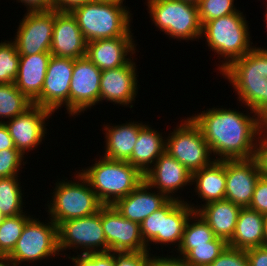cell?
Instances as JSON below:
<instances>
[{"label":"cell","mask_w":267,"mask_h":266,"mask_svg":"<svg viewBox=\"0 0 267 266\" xmlns=\"http://www.w3.org/2000/svg\"><path fill=\"white\" fill-rule=\"evenodd\" d=\"M148 13L158 30L178 40L201 39L202 24L196 4L182 0H146Z\"/></svg>","instance_id":"52a82bcc"},{"label":"cell","mask_w":267,"mask_h":266,"mask_svg":"<svg viewBox=\"0 0 267 266\" xmlns=\"http://www.w3.org/2000/svg\"><path fill=\"white\" fill-rule=\"evenodd\" d=\"M261 176L254 158L226 160L225 199L241 208L249 207Z\"/></svg>","instance_id":"ac0fdd59"},{"label":"cell","mask_w":267,"mask_h":266,"mask_svg":"<svg viewBox=\"0 0 267 266\" xmlns=\"http://www.w3.org/2000/svg\"><path fill=\"white\" fill-rule=\"evenodd\" d=\"M149 252L114 253V266H146Z\"/></svg>","instance_id":"b9f144b4"},{"label":"cell","mask_w":267,"mask_h":266,"mask_svg":"<svg viewBox=\"0 0 267 266\" xmlns=\"http://www.w3.org/2000/svg\"><path fill=\"white\" fill-rule=\"evenodd\" d=\"M5 217L2 215L1 211H0V223L3 221Z\"/></svg>","instance_id":"db71d44e"},{"label":"cell","mask_w":267,"mask_h":266,"mask_svg":"<svg viewBox=\"0 0 267 266\" xmlns=\"http://www.w3.org/2000/svg\"><path fill=\"white\" fill-rule=\"evenodd\" d=\"M243 12L222 16L207 21L202 26L201 38L206 39L208 47L218 57L224 58L218 67L221 72L230 63L238 58H242L255 46L250 41V31ZM220 55V56H219Z\"/></svg>","instance_id":"277c9868"},{"label":"cell","mask_w":267,"mask_h":266,"mask_svg":"<svg viewBox=\"0 0 267 266\" xmlns=\"http://www.w3.org/2000/svg\"><path fill=\"white\" fill-rule=\"evenodd\" d=\"M5 149H16L9 130L4 122H0V151Z\"/></svg>","instance_id":"7dc6e473"},{"label":"cell","mask_w":267,"mask_h":266,"mask_svg":"<svg viewBox=\"0 0 267 266\" xmlns=\"http://www.w3.org/2000/svg\"><path fill=\"white\" fill-rule=\"evenodd\" d=\"M262 176L267 177V123L259 131L253 157Z\"/></svg>","instance_id":"ab89813d"},{"label":"cell","mask_w":267,"mask_h":266,"mask_svg":"<svg viewBox=\"0 0 267 266\" xmlns=\"http://www.w3.org/2000/svg\"><path fill=\"white\" fill-rule=\"evenodd\" d=\"M219 73L233 85L239 103L267 123V49L254 47Z\"/></svg>","instance_id":"7a4b0ae2"},{"label":"cell","mask_w":267,"mask_h":266,"mask_svg":"<svg viewBox=\"0 0 267 266\" xmlns=\"http://www.w3.org/2000/svg\"><path fill=\"white\" fill-rule=\"evenodd\" d=\"M24 3L27 11L51 10L54 9V0H17Z\"/></svg>","instance_id":"f6af8a7d"},{"label":"cell","mask_w":267,"mask_h":266,"mask_svg":"<svg viewBox=\"0 0 267 266\" xmlns=\"http://www.w3.org/2000/svg\"><path fill=\"white\" fill-rule=\"evenodd\" d=\"M264 222L265 215L248 207L241 208L228 246L241 250L264 246Z\"/></svg>","instance_id":"4316f807"},{"label":"cell","mask_w":267,"mask_h":266,"mask_svg":"<svg viewBox=\"0 0 267 266\" xmlns=\"http://www.w3.org/2000/svg\"><path fill=\"white\" fill-rule=\"evenodd\" d=\"M33 105L15 86L14 83L0 84V118L12 119L23 114ZM3 118V119H2Z\"/></svg>","instance_id":"4dcf8cb0"},{"label":"cell","mask_w":267,"mask_h":266,"mask_svg":"<svg viewBox=\"0 0 267 266\" xmlns=\"http://www.w3.org/2000/svg\"><path fill=\"white\" fill-rule=\"evenodd\" d=\"M19 176L0 178V211L4 217L25 213ZM24 211V212H23Z\"/></svg>","instance_id":"f546056e"},{"label":"cell","mask_w":267,"mask_h":266,"mask_svg":"<svg viewBox=\"0 0 267 266\" xmlns=\"http://www.w3.org/2000/svg\"><path fill=\"white\" fill-rule=\"evenodd\" d=\"M196 183V184H195ZM195 193L205 205L225 199L226 191V160H214L209 166L192 173V185Z\"/></svg>","instance_id":"d4e9b609"},{"label":"cell","mask_w":267,"mask_h":266,"mask_svg":"<svg viewBox=\"0 0 267 266\" xmlns=\"http://www.w3.org/2000/svg\"><path fill=\"white\" fill-rule=\"evenodd\" d=\"M144 180L169 199L185 201L175 193L192 185V173L165 151L146 172Z\"/></svg>","instance_id":"e0dca14e"},{"label":"cell","mask_w":267,"mask_h":266,"mask_svg":"<svg viewBox=\"0 0 267 266\" xmlns=\"http://www.w3.org/2000/svg\"><path fill=\"white\" fill-rule=\"evenodd\" d=\"M79 172L89 182L103 205H113L144 181V175L127 161L100 157Z\"/></svg>","instance_id":"3957f363"},{"label":"cell","mask_w":267,"mask_h":266,"mask_svg":"<svg viewBox=\"0 0 267 266\" xmlns=\"http://www.w3.org/2000/svg\"><path fill=\"white\" fill-rule=\"evenodd\" d=\"M168 256L163 257V254L162 256L159 255L154 256L150 252L147 258L146 266H188L182 257H179L178 255L177 257L176 256L173 257V255L171 256L168 255Z\"/></svg>","instance_id":"7bdbcfd3"},{"label":"cell","mask_w":267,"mask_h":266,"mask_svg":"<svg viewBox=\"0 0 267 266\" xmlns=\"http://www.w3.org/2000/svg\"><path fill=\"white\" fill-rule=\"evenodd\" d=\"M228 246L221 238H215L209 245L193 248L183 259L188 266H209Z\"/></svg>","instance_id":"836d02e7"},{"label":"cell","mask_w":267,"mask_h":266,"mask_svg":"<svg viewBox=\"0 0 267 266\" xmlns=\"http://www.w3.org/2000/svg\"><path fill=\"white\" fill-rule=\"evenodd\" d=\"M234 6V0H201L197 7L202 26L212 19L238 12Z\"/></svg>","instance_id":"d590c367"},{"label":"cell","mask_w":267,"mask_h":266,"mask_svg":"<svg viewBox=\"0 0 267 266\" xmlns=\"http://www.w3.org/2000/svg\"><path fill=\"white\" fill-rule=\"evenodd\" d=\"M165 138L166 152L191 173L209 166L215 160L201 129L191 117L181 120V124Z\"/></svg>","instance_id":"ba28073f"},{"label":"cell","mask_w":267,"mask_h":266,"mask_svg":"<svg viewBox=\"0 0 267 266\" xmlns=\"http://www.w3.org/2000/svg\"><path fill=\"white\" fill-rule=\"evenodd\" d=\"M74 176L73 181L55 183L52 200L47 204L48 215L57 226L69 219L91 216L103 206L86 178L79 171Z\"/></svg>","instance_id":"8992f818"},{"label":"cell","mask_w":267,"mask_h":266,"mask_svg":"<svg viewBox=\"0 0 267 266\" xmlns=\"http://www.w3.org/2000/svg\"><path fill=\"white\" fill-rule=\"evenodd\" d=\"M74 59L51 56L39 99L34 103L51 112L65 105L70 114V84Z\"/></svg>","instance_id":"4fadbf2b"},{"label":"cell","mask_w":267,"mask_h":266,"mask_svg":"<svg viewBox=\"0 0 267 266\" xmlns=\"http://www.w3.org/2000/svg\"><path fill=\"white\" fill-rule=\"evenodd\" d=\"M49 220L45 224L32 216L26 222L15 248L8 256L15 266L63 255L59 253L57 225Z\"/></svg>","instance_id":"9c48e42d"},{"label":"cell","mask_w":267,"mask_h":266,"mask_svg":"<svg viewBox=\"0 0 267 266\" xmlns=\"http://www.w3.org/2000/svg\"><path fill=\"white\" fill-rule=\"evenodd\" d=\"M27 213L5 217L0 223V256H9L15 248L26 222Z\"/></svg>","instance_id":"1f68e13d"},{"label":"cell","mask_w":267,"mask_h":266,"mask_svg":"<svg viewBox=\"0 0 267 266\" xmlns=\"http://www.w3.org/2000/svg\"><path fill=\"white\" fill-rule=\"evenodd\" d=\"M264 246H267V215H265L264 222Z\"/></svg>","instance_id":"681fc988"},{"label":"cell","mask_w":267,"mask_h":266,"mask_svg":"<svg viewBox=\"0 0 267 266\" xmlns=\"http://www.w3.org/2000/svg\"><path fill=\"white\" fill-rule=\"evenodd\" d=\"M87 41L70 11L54 9V26L50 53L53 56L78 59L86 56Z\"/></svg>","instance_id":"d6986e66"},{"label":"cell","mask_w":267,"mask_h":266,"mask_svg":"<svg viewBox=\"0 0 267 266\" xmlns=\"http://www.w3.org/2000/svg\"><path fill=\"white\" fill-rule=\"evenodd\" d=\"M52 114L48 109L33 104L23 114L4 121L15 148L23 155L35 150L46 136V121Z\"/></svg>","instance_id":"9a60e30c"},{"label":"cell","mask_w":267,"mask_h":266,"mask_svg":"<svg viewBox=\"0 0 267 266\" xmlns=\"http://www.w3.org/2000/svg\"><path fill=\"white\" fill-rule=\"evenodd\" d=\"M101 224L107 242V252H148L141 236L140 224L124 218L113 205L101 207Z\"/></svg>","instance_id":"7c38bea8"},{"label":"cell","mask_w":267,"mask_h":266,"mask_svg":"<svg viewBox=\"0 0 267 266\" xmlns=\"http://www.w3.org/2000/svg\"><path fill=\"white\" fill-rule=\"evenodd\" d=\"M21 20L14 38L19 55L50 53L54 9L27 11Z\"/></svg>","instance_id":"8fae6325"},{"label":"cell","mask_w":267,"mask_h":266,"mask_svg":"<svg viewBox=\"0 0 267 266\" xmlns=\"http://www.w3.org/2000/svg\"><path fill=\"white\" fill-rule=\"evenodd\" d=\"M144 124L139 129L138 139L132 155L127 161L136 167L143 175L152 167V164L166 151V138L157 130ZM164 138V139H163Z\"/></svg>","instance_id":"484cf974"},{"label":"cell","mask_w":267,"mask_h":266,"mask_svg":"<svg viewBox=\"0 0 267 266\" xmlns=\"http://www.w3.org/2000/svg\"><path fill=\"white\" fill-rule=\"evenodd\" d=\"M267 6V5H266ZM265 20H264V22H266V27H267V7H266V11H265ZM267 29V28H266Z\"/></svg>","instance_id":"f5cc1de1"},{"label":"cell","mask_w":267,"mask_h":266,"mask_svg":"<svg viewBox=\"0 0 267 266\" xmlns=\"http://www.w3.org/2000/svg\"><path fill=\"white\" fill-rule=\"evenodd\" d=\"M215 238L209 225L197 212H193L185 224L182 241L176 252L184 258L196 246L209 245Z\"/></svg>","instance_id":"f1b7e54d"},{"label":"cell","mask_w":267,"mask_h":266,"mask_svg":"<svg viewBox=\"0 0 267 266\" xmlns=\"http://www.w3.org/2000/svg\"><path fill=\"white\" fill-rule=\"evenodd\" d=\"M25 156L17 149H5L0 151V178L20 175L19 172L26 164Z\"/></svg>","instance_id":"8d00e7d4"},{"label":"cell","mask_w":267,"mask_h":266,"mask_svg":"<svg viewBox=\"0 0 267 266\" xmlns=\"http://www.w3.org/2000/svg\"><path fill=\"white\" fill-rule=\"evenodd\" d=\"M152 190L154 189L144 180L127 196L117 200L113 206L124 218L140 224L170 200L158 190L157 193Z\"/></svg>","instance_id":"44dd1931"},{"label":"cell","mask_w":267,"mask_h":266,"mask_svg":"<svg viewBox=\"0 0 267 266\" xmlns=\"http://www.w3.org/2000/svg\"><path fill=\"white\" fill-rule=\"evenodd\" d=\"M133 38V35H124L87 42L86 56L101 71L122 67L136 52L137 44Z\"/></svg>","instance_id":"ffe728a7"},{"label":"cell","mask_w":267,"mask_h":266,"mask_svg":"<svg viewBox=\"0 0 267 266\" xmlns=\"http://www.w3.org/2000/svg\"><path fill=\"white\" fill-rule=\"evenodd\" d=\"M143 122H127L118 125H105V153L104 158L128 161L139 135Z\"/></svg>","instance_id":"cb8c5ba5"},{"label":"cell","mask_w":267,"mask_h":266,"mask_svg":"<svg viewBox=\"0 0 267 266\" xmlns=\"http://www.w3.org/2000/svg\"><path fill=\"white\" fill-rule=\"evenodd\" d=\"M68 259L73 261L74 266H114V252H98L88 254H78Z\"/></svg>","instance_id":"74e56055"},{"label":"cell","mask_w":267,"mask_h":266,"mask_svg":"<svg viewBox=\"0 0 267 266\" xmlns=\"http://www.w3.org/2000/svg\"><path fill=\"white\" fill-rule=\"evenodd\" d=\"M182 1H186V2H190L192 4H198L201 0H182Z\"/></svg>","instance_id":"816d5d0a"},{"label":"cell","mask_w":267,"mask_h":266,"mask_svg":"<svg viewBox=\"0 0 267 266\" xmlns=\"http://www.w3.org/2000/svg\"><path fill=\"white\" fill-rule=\"evenodd\" d=\"M194 212L187 201H178L170 199L166 203V217H163L162 225V244L175 245L178 250L185 224Z\"/></svg>","instance_id":"83f0119b"},{"label":"cell","mask_w":267,"mask_h":266,"mask_svg":"<svg viewBox=\"0 0 267 266\" xmlns=\"http://www.w3.org/2000/svg\"><path fill=\"white\" fill-rule=\"evenodd\" d=\"M91 0H54V9L57 11H72Z\"/></svg>","instance_id":"bcb514c9"},{"label":"cell","mask_w":267,"mask_h":266,"mask_svg":"<svg viewBox=\"0 0 267 266\" xmlns=\"http://www.w3.org/2000/svg\"><path fill=\"white\" fill-rule=\"evenodd\" d=\"M0 266H15L8 256H0Z\"/></svg>","instance_id":"c3c4849f"},{"label":"cell","mask_w":267,"mask_h":266,"mask_svg":"<svg viewBox=\"0 0 267 266\" xmlns=\"http://www.w3.org/2000/svg\"><path fill=\"white\" fill-rule=\"evenodd\" d=\"M187 203L209 225L217 238L224 239L227 243L231 240L236 229L240 206L227 199L213 201L203 206H194L190 201Z\"/></svg>","instance_id":"603a6c76"},{"label":"cell","mask_w":267,"mask_h":266,"mask_svg":"<svg viewBox=\"0 0 267 266\" xmlns=\"http://www.w3.org/2000/svg\"><path fill=\"white\" fill-rule=\"evenodd\" d=\"M51 56V53L20 56L14 84L33 104L40 97Z\"/></svg>","instance_id":"7402d4cb"},{"label":"cell","mask_w":267,"mask_h":266,"mask_svg":"<svg viewBox=\"0 0 267 266\" xmlns=\"http://www.w3.org/2000/svg\"><path fill=\"white\" fill-rule=\"evenodd\" d=\"M101 73L102 71L87 56L74 60L69 116L81 115L97 103L100 104Z\"/></svg>","instance_id":"5bb4252c"},{"label":"cell","mask_w":267,"mask_h":266,"mask_svg":"<svg viewBox=\"0 0 267 266\" xmlns=\"http://www.w3.org/2000/svg\"><path fill=\"white\" fill-rule=\"evenodd\" d=\"M248 208L267 215V177L261 176L258 179Z\"/></svg>","instance_id":"60d3db41"},{"label":"cell","mask_w":267,"mask_h":266,"mask_svg":"<svg viewBox=\"0 0 267 266\" xmlns=\"http://www.w3.org/2000/svg\"><path fill=\"white\" fill-rule=\"evenodd\" d=\"M224 108H209L190 117L201 129L215 160L253 158L257 135L266 122L258 114Z\"/></svg>","instance_id":"6da1fadb"},{"label":"cell","mask_w":267,"mask_h":266,"mask_svg":"<svg viewBox=\"0 0 267 266\" xmlns=\"http://www.w3.org/2000/svg\"><path fill=\"white\" fill-rule=\"evenodd\" d=\"M249 266H267V246L246 250Z\"/></svg>","instance_id":"ee69618b"},{"label":"cell","mask_w":267,"mask_h":266,"mask_svg":"<svg viewBox=\"0 0 267 266\" xmlns=\"http://www.w3.org/2000/svg\"><path fill=\"white\" fill-rule=\"evenodd\" d=\"M133 58L122 67L102 70L100 79V103L113 102L120 106L133 107L138 93L137 66ZM134 101V102H133Z\"/></svg>","instance_id":"2e32d148"},{"label":"cell","mask_w":267,"mask_h":266,"mask_svg":"<svg viewBox=\"0 0 267 266\" xmlns=\"http://www.w3.org/2000/svg\"><path fill=\"white\" fill-rule=\"evenodd\" d=\"M163 217H166V204L160 209L153 212L140 223V231L142 239L151 251L150 244L162 245V225ZM150 250V251H149Z\"/></svg>","instance_id":"e575fe53"},{"label":"cell","mask_w":267,"mask_h":266,"mask_svg":"<svg viewBox=\"0 0 267 266\" xmlns=\"http://www.w3.org/2000/svg\"><path fill=\"white\" fill-rule=\"evenodd\" d=\"M59 251L82 249L81 254L107 252V242L101 224L100 210L87 217L61 222L58 226Z\"/></svg>","instance_id":"30bf717a"},{"label":"cell","mask_w":267,"mask_h":266,"mask_svg":"<svg viewBox=\"0 0 267 266\" xmlns=\"http://www.w3.org/2000/svg\"><path fill=\"white\" fill-rule=\"evenodd\" d=\"M124 4L90 1L74 8L78 26L87 42L133 35L131 14Z\"/></svg>","instance_id":"5b68a950"},{"label":"cell","mask_w":267,"mask_h":266,"mask_svg":"<svg viewBox=\"0 0 267 266\" xmlns=\"http://www.w3.org/2000/svg\"><path fill=\"white\" fill-rule=\"evenodd\" d=\"M209 266H249L246 250L227 246Z\"/></svg>","instance_id":"f35d334b"},{"label":"cell","mask_w":267,"mask_h":266,"mask_svg":"<svg viewBox=\"0 0 267 266\" xmlns=\"http://www.w3.org/2000/svg\"><path fill=\"white\" fill-rule=\"evenodd\" d=\"M91 1L123 4L124 0H91Z\"/></svg>","instance_id":"f907efd6"},{"label":"cell","mask_w":267,"mask_h":266,"mask_svg":"<svg viewBox=\"0 0 267 266\" xmlns=\"http://www.w3.org/2000/svg\"><path fill=\"white\" fill-rule=\"evenodd\" d=\"M20 55L12 41L0 42V84L14 83L18 74Z\"/></svg>","instance_id":"d6a6232c"}]
</instances>
